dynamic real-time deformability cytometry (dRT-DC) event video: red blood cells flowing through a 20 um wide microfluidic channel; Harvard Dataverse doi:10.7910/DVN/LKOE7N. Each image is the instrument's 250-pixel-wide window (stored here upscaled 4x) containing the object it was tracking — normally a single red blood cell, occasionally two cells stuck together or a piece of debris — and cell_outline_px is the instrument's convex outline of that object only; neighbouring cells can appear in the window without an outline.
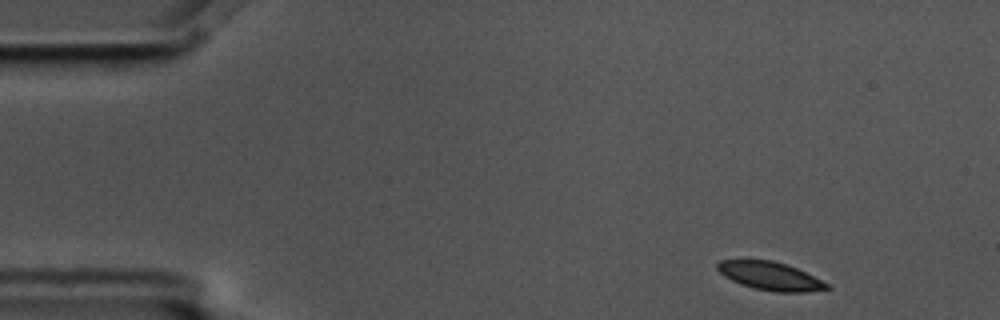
{"species": "common noctule bat (a hibernating species)", "species_latin": "Nyctalus noctula", "temperature_condition": "cold", "stored_images_in_passage": 4, "camera_frame_rate_fps": 3000, "um_per_image_px": 0.085, "animal": {"sex": "male", "body_mass_g": 17.5, "forearm_length_mm": 52.3}, "frame": {"image": 1, "passage_image": 1, "time_ms": 0.0, "image_size_px": [1000, 320], "cell_outline_px": [[832, 288], [804, 292], [776, 292], [752, 288], [740, 284], [724, 276], [716, 268], [716, 264], [720, 260], [772, 260], [796, 268], [828, 284]], "centroid_in_image_um": [65.42, 23.47], "position_along_channel_um": 19.6, "area_um2": 17.8}}
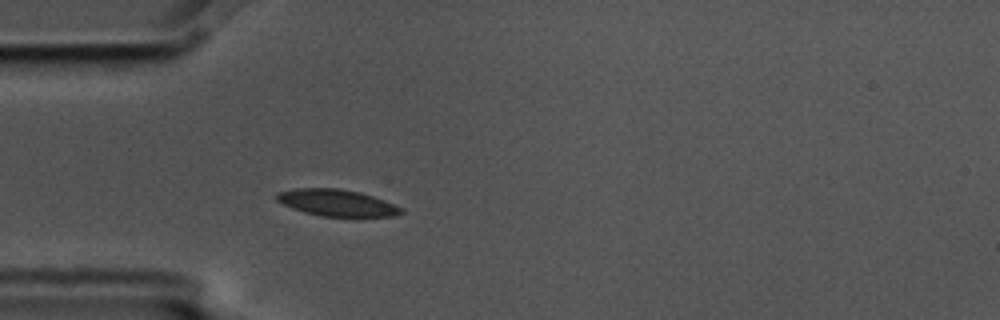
{"frame": {"image": 2, "passage_image": 4, "time_ms": 1.0, "image_size_px": [1000, 320], "cell_outline_px": [[404, 212], [396, 216], [324, 216], [304, 212], [292, 208], [276, 200], [276, 192], [296, 188], [340, 188], [360, 192], [384, 200], [404, 208]], "centroid_in_image_um": [28.64, 17.23], "position_along_channel_um": 56.4, "area_um2": 19.31}}